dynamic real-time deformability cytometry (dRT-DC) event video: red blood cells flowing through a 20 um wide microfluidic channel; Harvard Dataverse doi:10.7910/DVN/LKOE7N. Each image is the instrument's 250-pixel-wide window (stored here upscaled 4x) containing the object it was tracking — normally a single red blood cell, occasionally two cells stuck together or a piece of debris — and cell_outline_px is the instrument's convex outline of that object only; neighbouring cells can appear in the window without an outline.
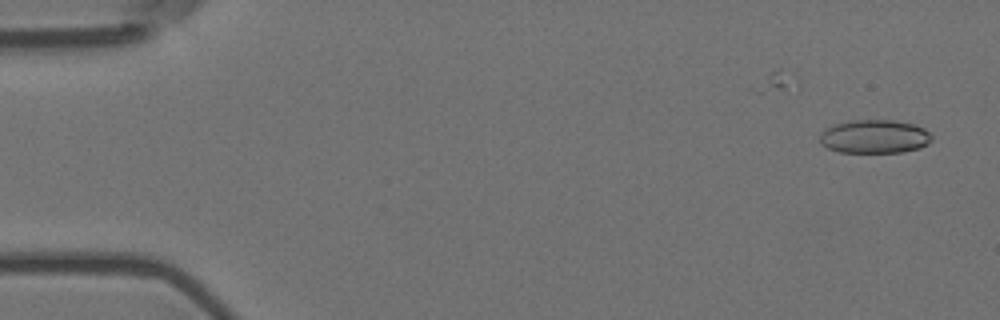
{"species": "Egyptian fruit bat (a non-hibernating species)", "species_latin": "Rousettus aegyptiacus", "temperature_condition": "room temperature", "stored_images_in_passage": 3, "camera_frame_rate_fps": 3000, "um_per_image_px": 0.085, "animal": {"sex": "female"}, "frame": {"image": 1, "passage_image": 3, "time_ms": 0.667, "image_size_px": [1000, 320], "cell_outline_px": [[932, 140], [928, 144], [920, 148], [900, 152], [840, 152], [828, 148], [820, 144], [820, 136], [828, 128], [836, 124], [848, 120], [892, 120], [912, 124], [924, 128], [932, 136]], "centroid_in_image_um": [74.36, 11.61], "position_along_channel_um": 10.6, "area_um2": 21.73}}